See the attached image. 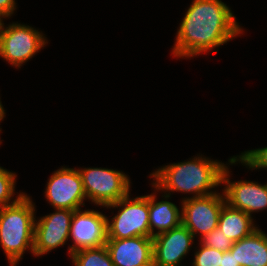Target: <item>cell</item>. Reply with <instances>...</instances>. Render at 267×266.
Segmentation results:
<instances>
[{
	"label": "cell",
	"instance_id": "10",
	"mask_svg": "<svg viewBox=\"0 0 267 266\" xmlns=\"http://www.w3.org/2000/svg\"><path fill=\"white\" fill-rule=\"evenodd\" d=\"M75 210L55 209V212L35 220L33 254L41 256L69 239L71 221Z\"/></svg>",
	"mask_w": 267,
	"mask_h": 266
},
{
	"label": "cell",
	"instance_id": "8",
	"mask_svg": "<svg viewBox=\"0 0 267 266\" xmlns=\"http://www.w3.org/2000/svg\"><path fill=\"white\" fill-rule=\"evenodd\" d=\"M46 200L55 209L78 210L87 197L78 169L62 167L48 179L45 189Z\"/></svg>",
	"mask_w": 267,
	"mask_h": 266
},
{
	"label": "cell",
	"instance_id": "16",
	"mask_svg": "<svg viewBox=\"0 0 267 266\" xmlns=\"http://www.w3.org/2000/svg\"><path fill=\"white\" fill-rule=\"evenodd\" d=\"M218 228L233 242H237L250 235L258 227L254 225L250 215L225 203L219 216Z\"/></svg>",
	"mask_w": 267,
	"mask_h": 266
},
{
	"label": "cell",
	"instance_id": "5",
	"mask_svg": "<svg viewBox=\"0 0 267 266\" xmlns=\"http://www.w3.org/2000/svg\"><path fill=\"white\" fill-rule=\"evenodd\" d=\"M78 170L87 199L96 205L105 207L130 194V179L122 171L107 168Z\"/></svg>",
	"mask_w": 267,
	"mask_h": 266
},
{
	"label": "cell",
	"instance_id": "24",
	"mask_svg": "<svg viewBox=\"0 0 267 266\" xmlns=\"http://www.w3.org/2000/svg\"><path fill=\"white\" fill-rule=\"evenodd\" d=\"M5 114H6L5 110H4L2 103H1V100H0V115H5Z\"/></svg>",
	"mask_w": 267,
	"mask_h": 266
},
{
	"label": "cell",
	"instance_id": "17",
	"mask_svg": "<svg viewBox=\"0 0 267 266\" xmlns=\"http://www.w3.org/2000/svg\"><path fill=\"white\" fill-rule=\"evenodd\" d=\"M70 257L75 266H114L106 245L81 249Z\"/></svg>",
	"mask_w": 267,
	"mask_h": 266
},
{
	"label": "cell",
	"instance_id": "13",
	"mask_svg": "<svg viewBox=\"0 0 267 266\" xmlns=\"http://www.w3.org/2000/svg\"><path fill=\"white\" fill-rule=\"evenodd\" d=\"M114 266H153V238L107 239Z\"/></svg>",
	"mask_w": 267,
	"mask_h": 266
},
{
	"label": "cell",
	"instance_id": "9",
	"mask_svg": "<svg viewBox=\"0 0 267 266\" xmlns=\"http://www.w3.org/2000/svg\"><path fill=\"white\" fill-rule=\"evenodd\" d=\"M107 216L95 210H75L71 221L70 234L73 245L69 254L86 248H97L106 245L108 239Z\"/></svg>",
	"mask_w": 267,
	"mask_h": 266
},
{
	"label": "cell",
	"instance_id": "1",
	"mask_svg": "<svg viewBox=\"0 0 267 266\" xmlns=\"http://www.w3.org/2000/svg\"><path fill=\"white\" fill-rule=\"evenodd\" d=\"M221 0H193L177 31L172 54L186 59L219 47L242 33Z\"/></svg>",
	"mask_w": 267,
	"mask_h": 266
},
{
	"label": "cell",
	"instance_id": "19",
	"mask_svg": "<svg viewBox=\"0 0 267 266\" xmlns=\"http://www.w3.org/2000/svg\"><path fill=\"white\" fill-rule=\"evenodd\" d=\"M240 156H233L229 159V165L237 161L246 165L249 169H267V147L248 150Z\"/></svg>",
	"mask_w": 267,
	"mask_h": 266
},
{
	"label": "cell",
	"instance_id": "7",
	"mask_svg": "<svg viewBox=\"0 0 267 266\" xmlns=\"http://www.w3.org/2000/svg\"><path fill=\"white\" fill-rule=\"evenodd\" d=\"M226 203L222 192L202 197H187L182 199V224L195 237L203 238L218 227L219 216Z\"/></svg>",
	"mask_w": 267,
	"mask_h": 266
},
{
	"label": "cell",
	"instance_id": "4",
	"mask_svg": "<svg viewBox=\"0 0 267 266\" xmlns=\"http://www.w3.org/2000/svg\"><path fill=\"white\" fill-rule=\"evenodd\" d=\"M106 208H119L117 215L107 221L108 239L150 237L149 195L130 199L128 194Z\"/></svg>",
	"mask_w": 267,
	"mask_h": 266
},
{
	"label": "cell",
	"instance_id": "18",
	"mask_svg": "<svg viewBox=\"0 0 267 266\" xmlns=\"http://www.w3.org/2000/svg\"><path fill=\"white\" fill-rule=\"evenodd\" d=\"M16 177L15 173L0 167V208L16 203L25 194L20 192L16 199L11 201L15 191Z\"/></svg>",
	"mask_w": 267,
	"mask_h": 266
},
{
	"label": "cell",
	"instance_id": "14",
	"mask_svg": "<svg viewBox=\"0 0 267 266\" xmlns=\"http://www.w3.org/2000/svg\"><path fill=\"white\" fill-rule=\"evenodd\" d=\"M229 251L240 266H267V234L257 228L234 242Z\"/></svg>",
	"mask_w": 267,
	"mask_h": 266
},
{
	"label": "cell",
	"instance_id": "20",
	"mask_svg": "<svg viewBox=\"0 0 267 266\" xmlns=\"http://www.w3.org/2000/svg\"><path fill=\"white\" fill-rule=\"evenodd\" d=\"M195 252L192 266H220L223 251L204 246L200 243V249Z\"/></svg>",
	"mask_w": 267,
	"mask_h": 266
},
{
	"label": "cell",
	"instance_id": "25",
	"mask_svg": "<svg viewBox=\"0 0 267 266\" xmlns=\"http://www.w3.org/2000/svg\"><path fill=\"white\" fill-rule=\"evenodd\" d=\"M3 18L0 16V30H1V26H2V24H3Z\"/></svg>",
	"mask_w": 267,
	"mask_h": 266
},
{
	"label": "cell",
	"instance_id": "21",
	"mask_svg": "<svg viewBox=\"0 0 267 266\" xmlns=\"http://www.w3.org/2000/svg\"><path fill=\"white\" fill-rule=\"evenodd\" d=\"M200 243L204 246L215 248L220 251H229L233 245V241L224 234L218 227L209 234L201 238Z\"/></svg>",
	"mask_w": 267,
	"mask_h": 266
},
{
	"label": "cell",
	"instance_id": "6",
	"mask_svg": "<svg viewBox=\"0 0 267 266\" xmlns=\"http://www.w3.org/2000/svg\"><path fill=\"white\" fill-rule=\"evenodd\" d=\"M47 43L45 36L31 26L21 23L1 26L0 57L14 67H21Z\"/></svg>",
	"mask_w": 267,
	"mask_h": 266
},
{
	"label": "cell",
	"instance_id": "2",
	"mask_svg": "<svg viewBox=\"0 0 267 266\" xmlns=\"http://www.w3.org/2000/svg\"><path fill=\"white\" fill-rule=\"evenodd\" d=\"M226 164L206 157H194L189 161L166 165L153 172L154 188L170 196L172 192L192 193L202 197L216 192L213 188L222 184V173ZM171 193H170V192Z\"/></svg>",
	"mask_w": 267,
	"mask_h": 266
},
{
	"label": "cell",
	"instance_id": "12",
	"mask_svg": "<svg viewBox=\"0 0 267 266\" xmlns=\"http://www.w3.org/2000/svg\"><path fill=\"white\" fill-rule=\"evenodd\" d=\"M183 225L153 237V266H180L194 241Z\"/></svg>",
	"mask_w": 267,
	"mask_h": 266
},
{
	"label": "cell",
	"instance_id": "11",
	"mask_svg": "<svg viewBox=\"0 0 267 266\" xmlns=\"http://www.w3.org/2000/svg\"><path fill=\"white\" fill-rule=\"evenodd\" d=\"M229 168L225 166L222 173V184H226L223 190L226 203L235 209L242 210L248 215L253 212L267 209V183L240 180H229Z\"/></svg>",
	"mask_w": 267,
	"mask_h": 266
},
{
	"label": "cell",
	"instance_id": "22",
	"mask_svg": "<svg viewBox=\"0 0 267 266\" xmlns=\"http://www.w3.org/2000/svg\"><path fill=\"white\" fill-rule=\"evenodd\" d=\"M16 10L15 0H0V16L2 18L11 17Z\"/></svg>",
	"mask_w": 267,
	"mask_h": 266
},
{
	"label": "cell",
	"instance_id": "26",
	"mask_svg": "<svg viewBox=\"0 0 267 266\" xmlns=\"http://www.w3.org/2000/svg\"><path fill=\"white\" fill-rule=\"evenodd\" d=\"M5 115H0V122L4 119ZM1 131V128H0Z\"/></svg>",
	"mask_w": 267,
	"mask_h": 266
},
{
	"label": "cell",
	"instance_id": "15",
	"mask_svg": "<svg viewBox=\"0 0 267 266\" xmlns=\"http://www.w3.org/2000/svg\"><path fill=\"white\" fill-rule=\"evenodd\" d=\"M163 197L165 201L156 202L155 193L149 195V230L152 238L182 224V212L174 203L167 201L169 195ZM155 229L158 231L154 232Z\"/></svg>",
	"mask_w": 267,
	"mask_h": 266
},
{
	"label": "cell",
	"instance_id": "23",
	"mask_svg": "<svg viewBox=\"0 0 267 266\" xmlns=\"http://www.w3.org/2000/svg\"><path fill=\"white\" fill-rule=\"evenodd\" d=\"M220 266H240V264L236 262L235 255L230 251H224Z\"/></svg>",
	"mask_w": 267,
	"mask_h": 266
},
{
	"label": "cell",
	"instance_id": "3",
	"mask_svg": "<svg viewBox=\"0 0 267 266\" xmlns=\"http://www.w3.org/2000/svg\"><path fill=\"white\" fill-rule=\"evenodd\" d=\"M35 204L27 194L16 203L0 208V246L10 266H16L27 249L33 253Z\"/></svg>",
	"mask_w": 267,
	"mask_h": 266
}]
</instances>
